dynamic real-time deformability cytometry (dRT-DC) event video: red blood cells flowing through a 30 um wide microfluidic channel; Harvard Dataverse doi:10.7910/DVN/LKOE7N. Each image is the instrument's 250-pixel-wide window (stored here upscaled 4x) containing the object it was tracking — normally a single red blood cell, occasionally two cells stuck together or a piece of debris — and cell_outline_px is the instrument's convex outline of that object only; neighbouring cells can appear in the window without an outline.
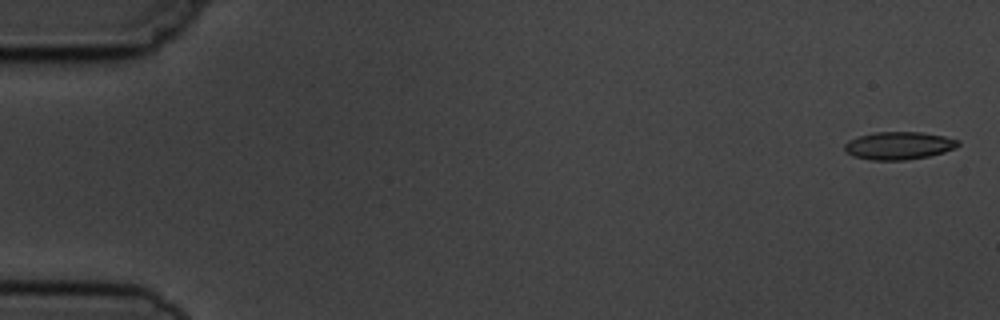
{"species": "common noctule bat (a hibernating species)", "species_latin": "Nyctalus noctula", "temperature_condition": "cold", "stored_images_in_passage": 5, "camera_frame_rate_fps": 3000, "um_per_image_px": 0.085, "animal": {"sex": "male", "body_mass_g": 19.5, "forearm_length_mm": 54.6}, "frame": {"image": 1, "passage_image": 1, "time_ms": 0.0, "image_size_px": [1000, 320], "cell_outline_px": [[960, 144], [956, 148], [944, 152], [928, 156], [904, 160], [872, 160], [852, 156], [844, 148], [844, 144], [848, 140], [860, 136], [876, 132], [920, 132], [944, 136], [960, 140]], "centroid_in_image_um": [76.42, 12.38], "position_along_channel_um": 8.6, "area_um2": 18.32}}
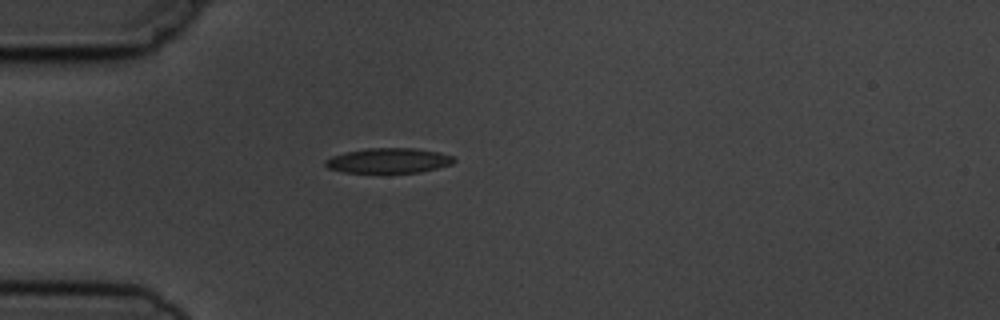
{"frame": {"image": 2, "passage_image": 5, "time_ms": 4.667, "image_size_px": [1000, 320], "cell_outline_px": [[456, 160], [452, 164], [420, 172], [344, 172], [328, 168], [324, 164], [324, 160], [332, 156], [344, 152], [368, 148], [412, 148], [440, 152], [452, 156]], "centroid_in_image_um": [33.01, 13.64], "position_along_channel_um": 52.0, "area_um2": 18.61}}